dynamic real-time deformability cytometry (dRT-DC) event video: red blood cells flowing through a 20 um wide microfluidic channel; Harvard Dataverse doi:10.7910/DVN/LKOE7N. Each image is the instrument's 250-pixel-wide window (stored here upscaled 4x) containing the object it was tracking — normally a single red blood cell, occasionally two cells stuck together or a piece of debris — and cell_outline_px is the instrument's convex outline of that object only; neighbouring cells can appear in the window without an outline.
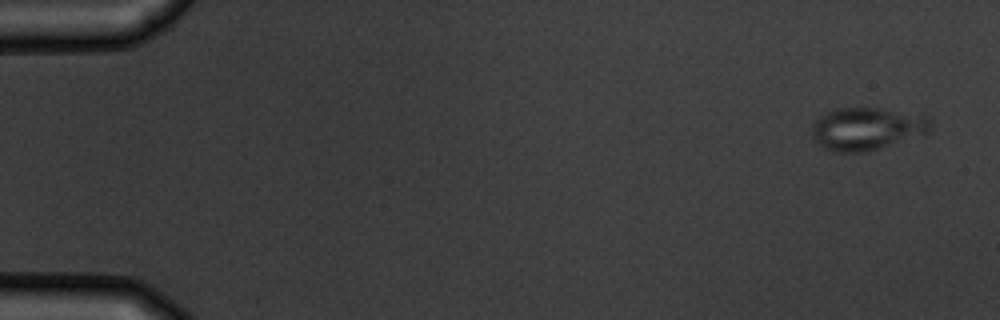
{"species": "common noctule bat (a hibernating species)", "species_latin": "Nyctalus noctula", "temperature_condition": "warm", "stored_images_in_passage": 4, "camera_frame_rate_fps": 3000, "um_per_image_px": 0.085, "animal": {"sex": "male", "body_mass_g": 19.5, "forearm_length_mm": 54.6}, "frame": {"image": 1, "passage_image": 1, "time_ms": 0.0, "image_size_px": [1000, 320], "cell_outline_px": [[932, 124], [928, 132], [924, 136], [864, 152], [836, 152], [824, 148], [816, 144], [812, 140], [812, 124], [820, 116], [836, 108], [884, 108], [924, 112], [928, 116]], "centroid_in_image_um": [73.76, 10.92], "position_along_channel_um": 11.2, "area_um2": 30.4}}